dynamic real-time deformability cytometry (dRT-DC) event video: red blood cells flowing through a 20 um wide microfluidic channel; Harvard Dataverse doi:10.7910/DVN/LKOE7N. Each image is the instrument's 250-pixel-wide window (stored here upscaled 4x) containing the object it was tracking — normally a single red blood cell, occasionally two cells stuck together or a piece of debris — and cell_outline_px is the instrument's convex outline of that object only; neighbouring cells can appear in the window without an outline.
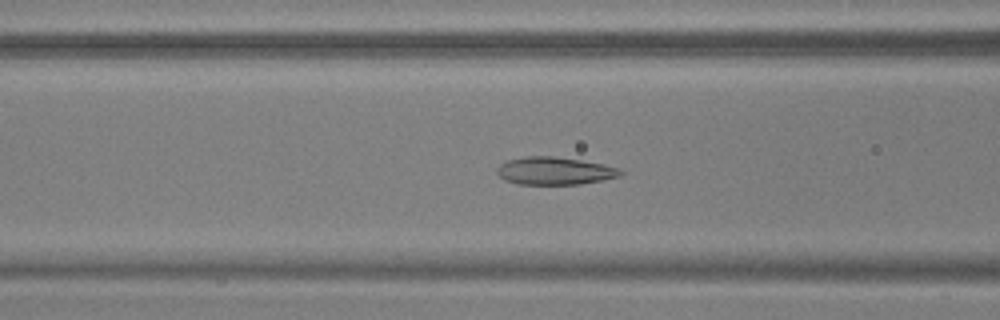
{"species": "common noctule bat (a hibernating species)", "species_latin": "Nyctalus noctula", "temperature_condition": "warm", "stored_images_in_passage": 54, "camera_frame_rate_fps": 3000, "um_per_image_px": 0.085, "animal": {"sex": "male", "body_mass_g": 17.9, "forearm_length_mm": 54.2}, "frame": {"image": 1, "passage_image": 22, "time_ms": 7.0, "image_size_px": [1000, 320], "cell_outline_px": [[624, 172], [620, 176], [580, 184], [516, 184], [504, 180], [496, 172], [496, 168], [500, 164], [508, 160], [524, 156], [552, 156], [580, 160], [604, 164], [620, 168]], "centroid_in_image_um": [47.13, 14.52], "position_along_channel_um": 119.5, "area_um2": 19.94}}
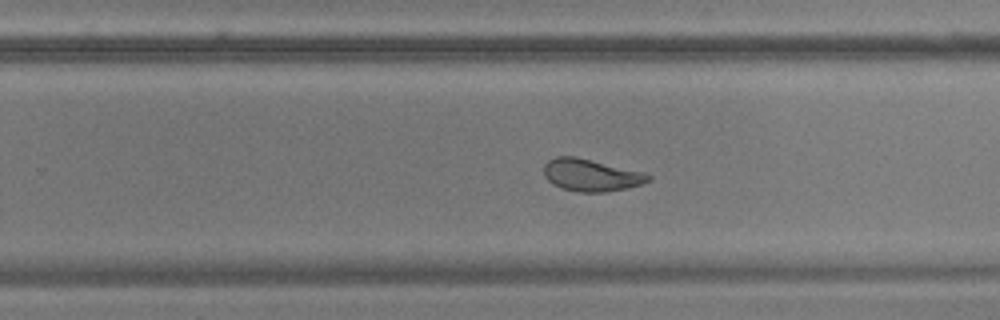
{"frame": {"image": 2, "passage_image": 35, "time_ms": 11.333, "image_size_px": [1000, 320], "cell_outline_px": [[652, 180], [628, 188], [608, 192], [580, 192], [560, 188], [552, 184], [544, 176], [544, 164], [548, 160], [556, 156], [576, 156], [640, 172], [652, 176]], "centroid_in_image_um": [50.19, 14.89], "position_along_channel_um": 279.6, "area_um2": 19.54}}
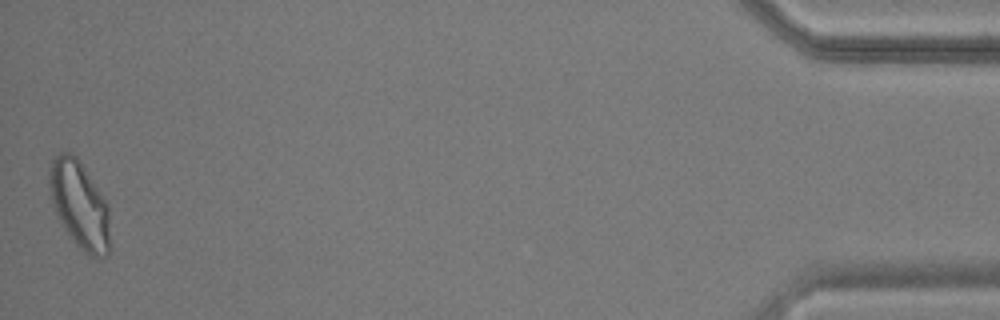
{"frame": {"image": 3, "passage_image": 54, "time_ms": 17.667, "image_size_px": [1000, 320], "cell_outline_px": [[108, 256], [96, 260], [84, 252], [76, 244], [64, 228], [56, 216], [48, 184], [48, 176], [52, 160], [60, 152], [72, 152], [76, 156], [104, 196], [108, 204]], "centroid_in_image_um": [6.75, 17.41], "position_along_channel_um": 428.5, "area_um2": 30.87}, "authors_computed_cell_mechanics": {"area_um2": 21.6461, "velocity_mm_per_s": 3.6975, "shape_relaxation_time_tau1_ms": 6.0572, "shape_relaxation_time_tau2_ms": 1.0836, "deformation_change_tau1": 0.1573, "deformation_change_tau2": 0.0719}}